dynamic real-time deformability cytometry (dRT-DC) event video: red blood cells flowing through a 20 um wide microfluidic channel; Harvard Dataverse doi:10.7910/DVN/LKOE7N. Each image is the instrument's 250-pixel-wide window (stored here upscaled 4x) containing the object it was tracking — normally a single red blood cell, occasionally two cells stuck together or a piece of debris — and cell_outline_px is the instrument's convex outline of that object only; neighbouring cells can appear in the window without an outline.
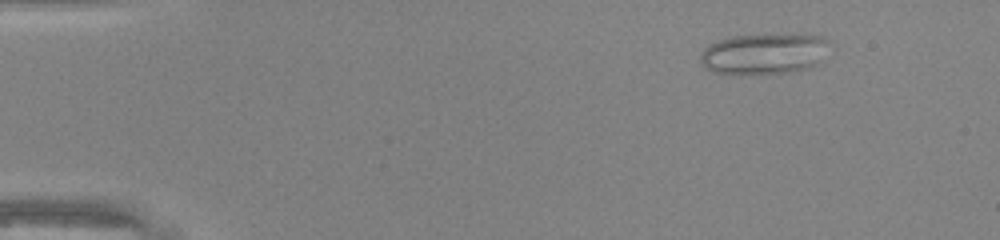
{"species": "common noctule bat (a hibernating species)", "species_latin": "Nyctalus noctula", "temperature_condition": "warm", "stored_images_in_passage": 48, "camera_frame_rate_fps": 3000, "um_per_image_px": 0.085, "animal": {"sex": "male", "body_mass_g": 20.0, "forearm_length_mm": 53.3}, "frame": {"image": 1, "passage_image": 6, "time_ms": 1.667, "image_size_px": [1000, 240], "cell_outline_px": [[832, 44], [820, 64], [788, 72], [740, 76], [712, 72], [704, 68], [700, 64], [700, 52], [708, 44], [728, 36], [796, 32], [824, 36]], "centroid_in_image_um": [64.96, 4.55], "position_along_channel_um": 20.0, "area_um2": 32.54}}
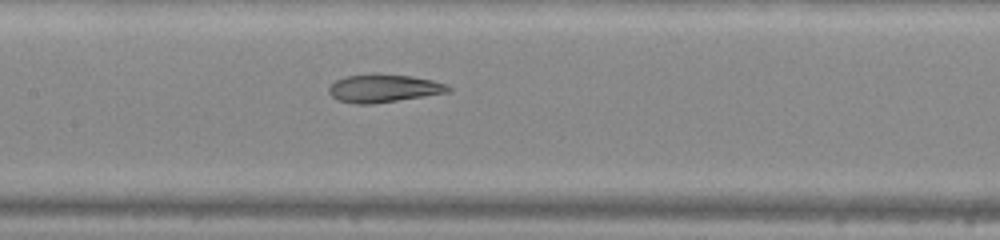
{"frame": {"image": 2, "passage_image": 24, "time_ms": 7.667, "image_size_px": [1000, 240], "cell_outline_px": [[452, 92], [372, 104], [356, 104], [340, 100], [332, 96], [328, 92], [328, 88], [336, 80], [348, 76], [412, 76], [432, 80], [448, 84], [452, 88]], "centroid_in_image_um": [32.69, 7.54], "position_along_channel_um": 174.7, "area_um2": 18.84}}
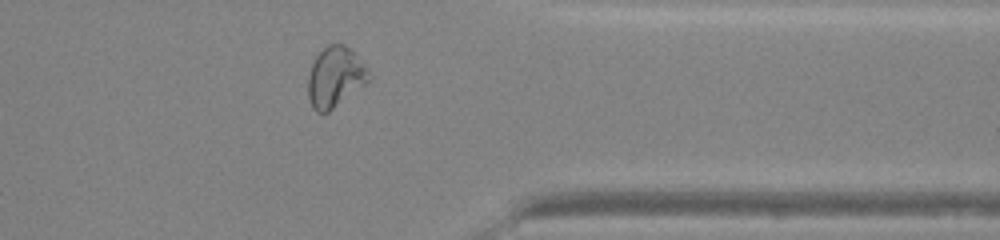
{"frame": {"image": 3, "passage_image": 39, "time_ms": 12.667, "image_size_px": [1000, 240], "cell_outline_px": [[372, 76], [364, 84], [328, 112], [316, 112], [312, 108], [308, 96], [308, 76], [312, 64], [316, 56], [328, 44], [344, 44], [364, 64]], "centroid_in_image_um": [28.46, 6.55], "position_along_channel_um": 382.9, "area_um2": 20.92}, "authors_computed_cell_mechanics": {"area_um2": 23.4379, "velocity_mm_per_s": 4.3209, "shape_relaxation_time_tau1_ms": null, "shape_relaxation_time_tau2_ms": 1.486, "deformation_change_tau1": null, "deformation_change_tau2": 0.0703}}